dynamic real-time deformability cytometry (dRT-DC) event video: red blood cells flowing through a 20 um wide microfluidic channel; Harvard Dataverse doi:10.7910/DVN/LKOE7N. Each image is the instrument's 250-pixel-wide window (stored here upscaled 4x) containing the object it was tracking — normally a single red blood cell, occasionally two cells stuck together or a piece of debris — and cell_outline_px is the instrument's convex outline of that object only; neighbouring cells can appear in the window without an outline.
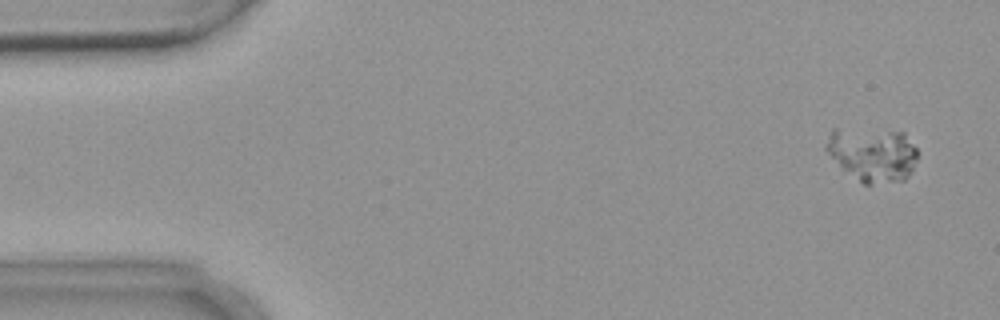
{"species": "common noctule bat (a hibernating species)", "species_latin": "Nyctalus noctula", "temperature_condition": "warm", "stored_images_in_passage": 5, "camera_frame_rate_fps": 3000, "um_per_image_px": 0.085, "animal": {"sex": "female", "body_mass_g": 18.4}, "frame": {"image": 1, "passage_image": 1, "time_ms": 0.0, "image_size_px": [1000, 320], "cell_outline_px": [[916, 160], [908, 176], [904, 180], [868, 184], [864, 184], [844, 168], [824, 148], [824, 144], [832, 128], [836, 128], [904, 132], [916, 148]], "centroid_in_image_um": [74.16, 13.09], "position_along_channel_um": 10.8, "area_um2": 28.21}}